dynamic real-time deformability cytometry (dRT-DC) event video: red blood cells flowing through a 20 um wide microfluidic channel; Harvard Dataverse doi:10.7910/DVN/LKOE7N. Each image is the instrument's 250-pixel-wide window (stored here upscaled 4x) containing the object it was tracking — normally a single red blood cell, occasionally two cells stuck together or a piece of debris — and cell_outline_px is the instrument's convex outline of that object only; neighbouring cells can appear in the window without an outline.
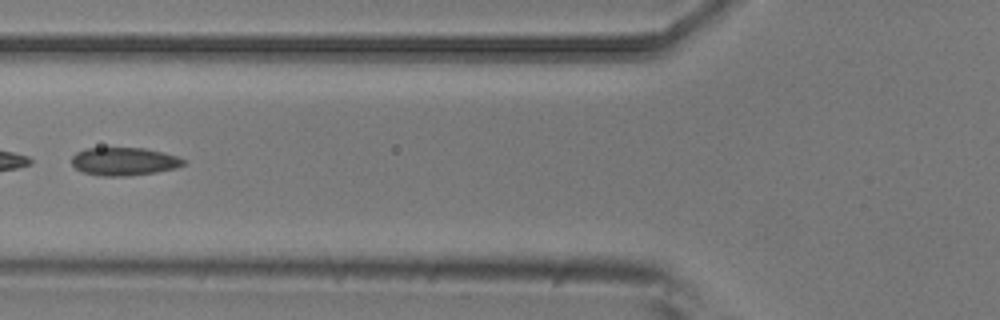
{"species": "common noctule bat (a hibernating species)", "species_latin": "Nyctalus noctula", "temperature_condition": "room temperature", "stored_images_in_passage": 3, "camera_frame_rate_fps": 3000, "um_per_image_px": 0.085, "animal": {"sex": "male", "body_mass_g": 20.5, "forearm_length_mm": 52.5}, "frame": {"image": 1, "passage_image": 3, "time_ms": 0.667, "image_size_px": [1000, 320], "cell_outline_px": [[184, 164], [176, 168], [156, 172], [128, 176], [100, 176], [80, 172], [72, 164], [72, 156], [76, 152], [84, 148], [144, 148], [164, 152], [176, 156], [184, 160]], "centroid_in_image_um": [10.5, 13.72], "position_along_channel_um": 115.3, "area_um2": 18.38}}